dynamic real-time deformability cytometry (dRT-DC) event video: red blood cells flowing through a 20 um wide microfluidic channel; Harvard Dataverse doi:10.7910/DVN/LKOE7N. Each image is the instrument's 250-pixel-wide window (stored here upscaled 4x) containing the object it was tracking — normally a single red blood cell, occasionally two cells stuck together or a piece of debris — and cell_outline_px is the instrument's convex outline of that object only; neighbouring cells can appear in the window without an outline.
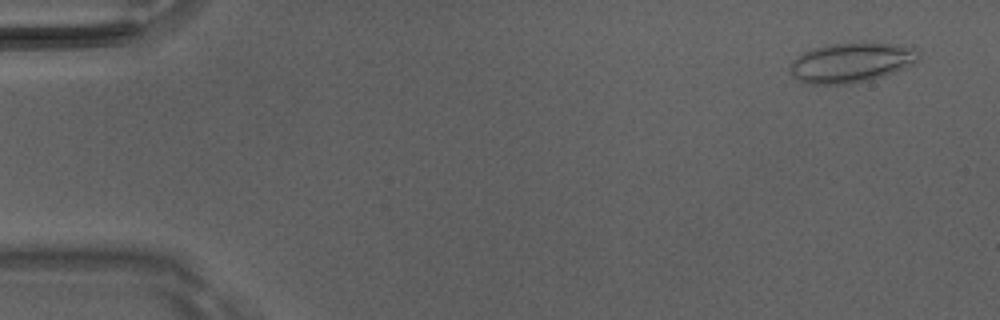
{"species": "Egyptian fruit bat (a non-hibernating species)", "species_latin": "Rousettus aegyptiacus", "temperature_condition": "room temperature", "stored_images_in_passage": 50, "camera_frame_rate_fps": 3000, "um_per_image_px": 0.085, "animal": {"sex": "male"}, "frame": {"image": 1, "passage_image": 3, "time_ms": 0.667, "image_size_px": [1000, 320], "cell_outline_px": [[920, 56], [912, 64], [904, 68], [880, 76], [852, 84], [808, 84], [800, 80], [792, 72], [792, 60], [804, 52], [812, 48], [832, 44], [896, 44], [916, 48], [920, 52]], "centroid_in_image_um": [72.38, 5.32], "position_along_channel_um": 12.6, "area_um2": 28.96}}
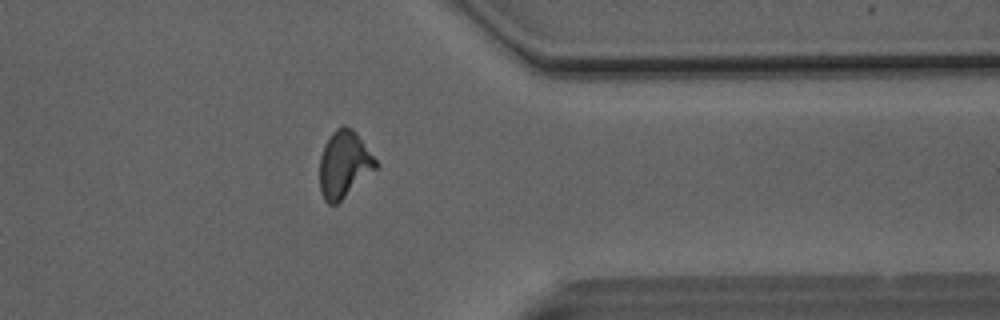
{"frame": {"image": 2, "passage_image": 40, "time_ms": 13.0, "image_size_px": [1000, 320], "cell_outline_px": [[380, 164], [376, 168], [336, 204], [328, 204], [324, 200], [320, 192], [320, 156], [324, 144], [332, 132], [336, 128], [344, 124], [352, 128], [356, 132]], "centroid_in_image_um": [29.24, 13.93], "position_along_channel_um": 382.2, "area_um2": 21.79}}
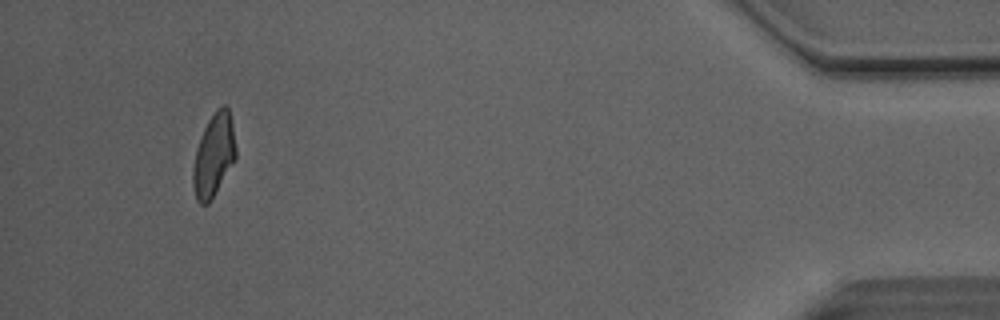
{"frame": {"image": 3, "passage_image": 47, "time_ms": 15.333, "image_size_px": [1000, 320], "cell_outline_px": [[236, 160], [208, 204], [200, 204], [196, 200], [192, 184], [192, 168], [196, 148], [200, 136], [208, 120], [216, 108], [224, 104], [228, 108], [232, 124], [236, 148]], "centroid_in_image_um": [18.15, 13.2], "position_along_channel_um": 417.0, "area_um2": 20.87}, "authors_computed_cell_mechanics": {"area_um2": 21.9351, "velocity_mm_per_s": 4.1166, "shape_relaxation_time_tau1_ms": 9.9249, "shape_relaxation_time_tau2_ms": 1.4286, "deformation_change_tau1": 0.22, "deformation_change_tau2": 0.0917}}